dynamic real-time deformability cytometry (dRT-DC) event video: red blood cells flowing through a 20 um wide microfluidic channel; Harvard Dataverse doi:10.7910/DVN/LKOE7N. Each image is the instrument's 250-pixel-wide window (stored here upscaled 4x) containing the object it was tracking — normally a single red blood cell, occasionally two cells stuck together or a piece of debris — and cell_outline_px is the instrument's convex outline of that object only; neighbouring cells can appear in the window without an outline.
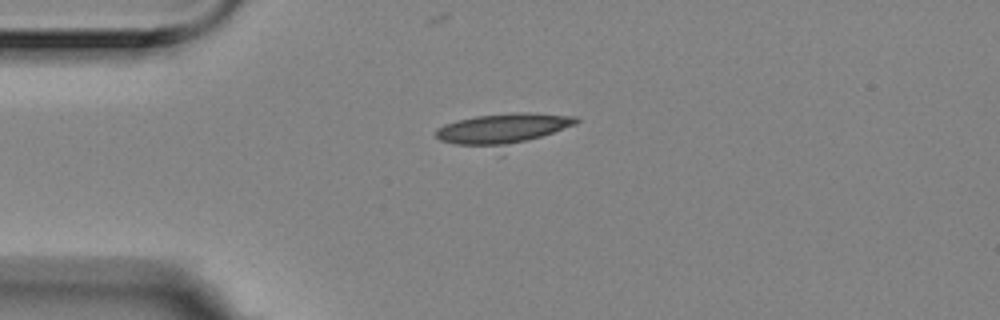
{"species": "Egyptian fruit bat (a non-hibernating species)", "species_latin": "Rousettus aegyptiacus", "temperature_condition": "room temperature", "stored_images_in_passage": 6, "camera_frame_rate_fps": 3000, "um_per_image_px": 0.085, "animal": {"sex": "female"}, "frame": {"image": 1, "passage_image": 1, "time_ms": 0.0, "image_size_px": [1000, 320], "cell_outline_px": [[580, 120], [576, 124], [540, 136], [524, 140], [504, 144], [456, 144], [440, 140], [436, 136], [436, 128], [444, 124], [456, 120], [476, 116], [512, 112], [528, 112], [576, 116]], "centroid_in_image_um": [42.74, 10.86], "position_along_channel_um": 42.3, "area_um2": 23.7}}
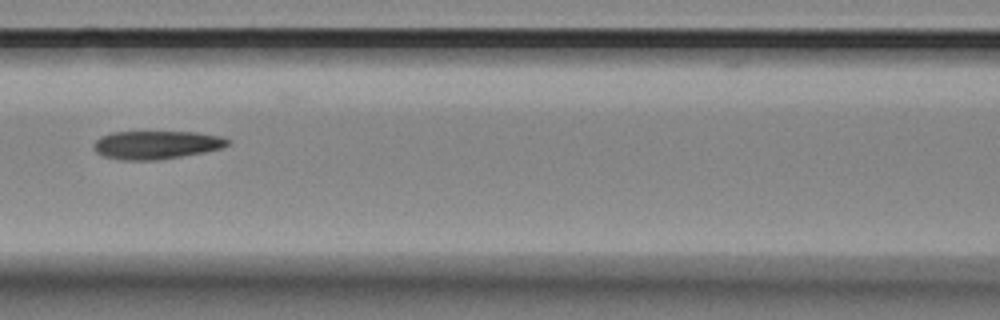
{"frame": {"image": 2, "passage_image": 4, "time_ms": 1.0, "image_size_px": [1000, 320], "cell_outline_px": [[232, 144], [224, 148], [204, 152], [156, 160], [120, 160], [104, 156], [96, 152], [92, 148], [92, 144], [100, 136], [112, 132], [196, 132], [224, 136], [232, 140]], "centroid_in_image_um": [13.33, 12.3], "position_along_channel_um": 153.3, "area_um2": 22.43}}
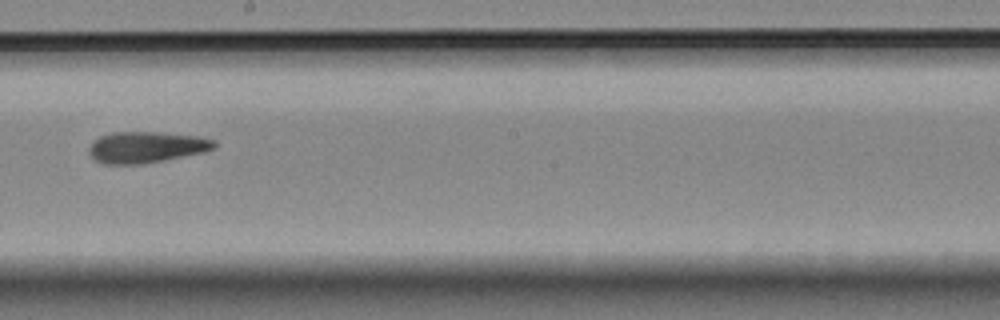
{"frame": {"image": 3, "passage_image": 6, "time_ms": 1.667, "image_size_px": [1000, 320], "cell_outline_px": [[216, 148], [204, 152], [144, 164], [100, 164], [92, 160], [88, 152], [88, 148], [100, 136], [112, 132], [156, 132], [196, 136], [216, 140]], "centroid_in_image_um": [12.41, 12.52], "position_along_channel_um": 235.8, "area_um2": 22.95}}